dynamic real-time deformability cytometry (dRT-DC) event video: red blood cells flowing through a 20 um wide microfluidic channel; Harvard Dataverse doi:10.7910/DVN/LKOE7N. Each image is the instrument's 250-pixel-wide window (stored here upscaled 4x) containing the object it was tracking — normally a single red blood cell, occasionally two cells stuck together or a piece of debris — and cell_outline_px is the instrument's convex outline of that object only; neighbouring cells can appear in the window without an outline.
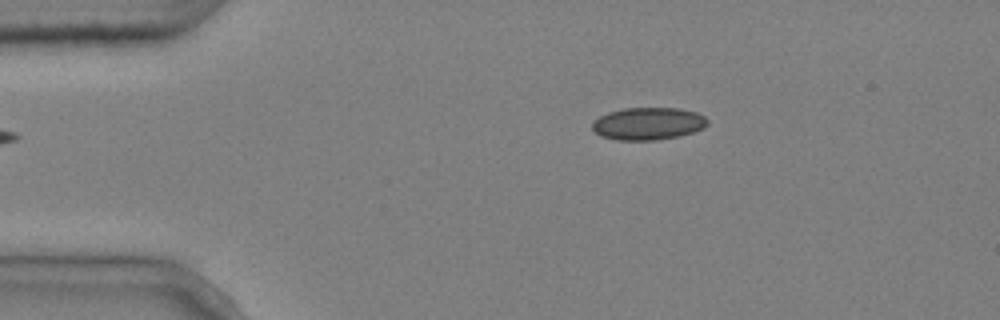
{"species": "common noctule bat (a hibernating species)", "species_latin": "Nyctalus noctula", "temperature_condition": "cold", "stored_images_in_passage": 2, "camera_frame_rate_fps": 3000, "um_per_image_px": 0.085, "animal": {"sex": "male", "body_mass_g": 20.4}, "frame": {"image": 1, "passage_image": 2, "time_ms": 0.333, "image_size_px": [1000, 320], "cell_outline_px": [[708, 124], [704, 128], [680, 136], [656, 140], [616, 140], [600, 136], [592, 128], [592, 124], [600, 116], [608, 112], [624, 108], [680, 108], [696, 112], [704, 116], [708, 120]], "centroid_in_image_um": [55.11, 10.51], "position_along_channel_um": 29.9, "area_um2": 21.85}}